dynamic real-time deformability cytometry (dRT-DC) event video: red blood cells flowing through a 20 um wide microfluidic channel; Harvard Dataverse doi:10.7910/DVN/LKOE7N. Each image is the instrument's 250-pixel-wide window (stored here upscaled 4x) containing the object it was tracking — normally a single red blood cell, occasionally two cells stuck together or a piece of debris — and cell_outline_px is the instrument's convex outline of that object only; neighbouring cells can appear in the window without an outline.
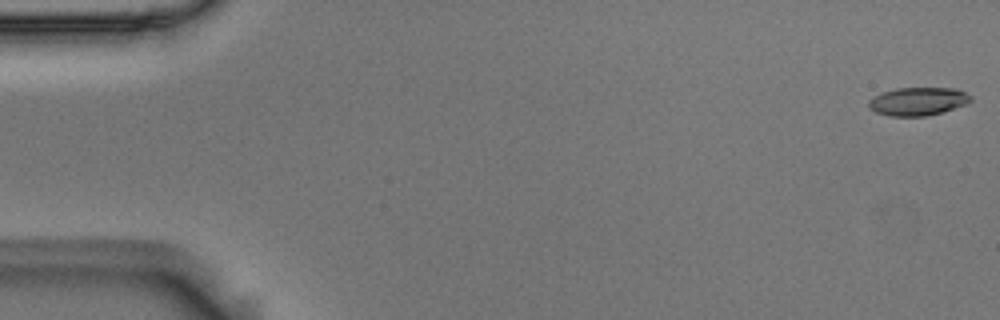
{"species": "Egyptian fruit bat (a non-hibernating species)", "species_latin": "Rousettus aegyptiacus", "temperature_condition": "room temperature", "stored_images_in_passage": 55, "camera_frame_rate_fps": 3000, "um_per_image_px": 0.085, "animal": {"sex": "male"}, "frame": {"image": 1, "passage_image": 1, "time_ms": 0.0, "image_size_px": [1000, 320], "cell_outline_px": [[972, 100], [964, 104], [940, 112], [924, 116], [888, 116], [876, 112], [868, 108], [868, 100], [872, 96], [896, 88], [956, 88], [972, 96]], "centroid_in_image_um": [77.97, 8.61], "position_along_channel_um": 7.0, "area_um2": 16.65}}
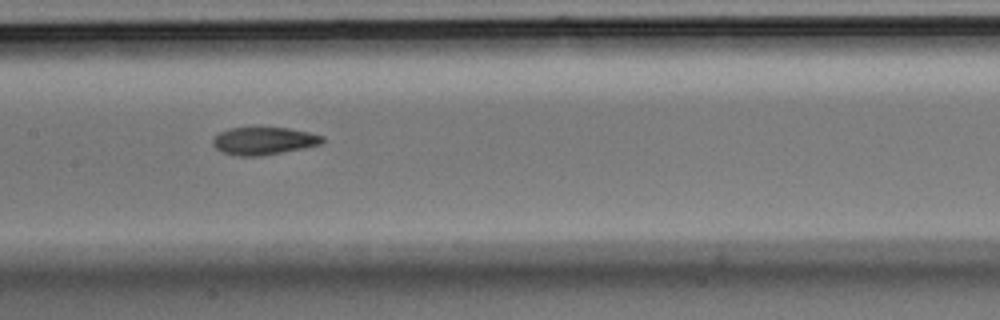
{"frame": {"image": 2, "passage_image": 27, "time_ms": 8.667, "image_size_px": [1000, 320], "cell_outline_px": [[324, 140], [320, 144], [304, 148], [260, 156], [236, 156], [224, 152], [216, 148], [212, 144], [212, 140], [220, 132], [228, 128], [288, 128], [308, 132], [324, 136]], "centroid_in_image_um": [22.41, 11.98], "position_along_channel_um": 185.0, "area_um2": 17.46}}
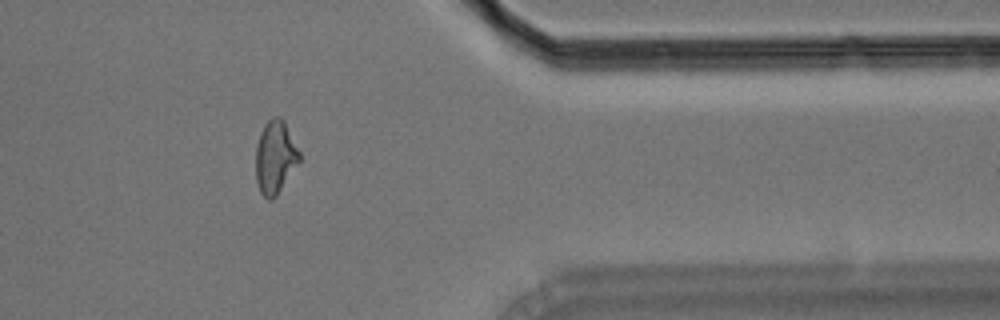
{"frame": {"image": 3, "passage_image": 45, "time_ms": 14.667, "image_size_px": [1000, 320], "cell_outline_px": [[300, 160], [276, 196], [272, 200], [268, 200], [260, 192], [256, 180], [256, 144], [260, 132], [264, 124], [272, 116], [280, 116], [284, 120], [300, 152]], "centroid_in_image_um": [23.38, 13.33], "position_along_channel_um": 388.0, "area_um2": 18.61}}